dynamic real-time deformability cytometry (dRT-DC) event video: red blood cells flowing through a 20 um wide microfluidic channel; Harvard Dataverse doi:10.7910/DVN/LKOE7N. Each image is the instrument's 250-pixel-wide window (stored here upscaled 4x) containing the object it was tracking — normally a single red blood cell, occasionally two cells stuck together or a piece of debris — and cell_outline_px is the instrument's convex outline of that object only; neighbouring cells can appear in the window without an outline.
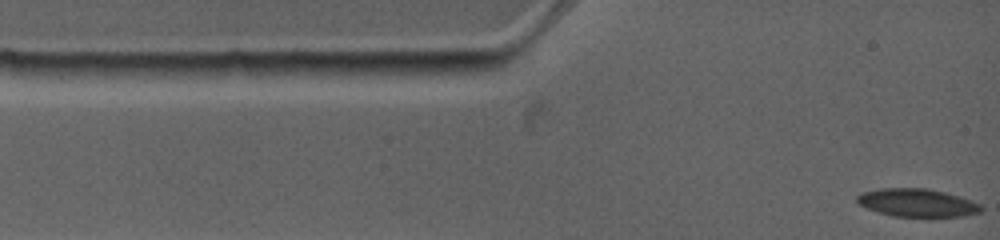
{"species": "common noctule bat (a hibernating species)", "species_latin": "Nyctalus noctula", "temperature_condition": "warm", "stored_images_in_passage": 57, "camera_frame_rate_fps": 4500, "um_per_image_px": 0.085, "animal": {"sex": "female", "body_mass_g": 19.0, "forearm_length_mm": 53.3}, "frame": {"image": 1, "passage_image": 1, "time_ms": 0.0, "image_size_px": [1000, 240], "cell_outline_px": [[984, 208], [980, 212], [964, 216], [892, 216], [868, 208], [860, 204], [856, 200], [856, 196], [864, 192], [880, 188], [928, 188], [960, 196], [972, 200], [980, 204]], "centroid_in_image_um": [78.0, 17.22], "position_along_channel_um": 7.0, "area_um2": 20.11}}
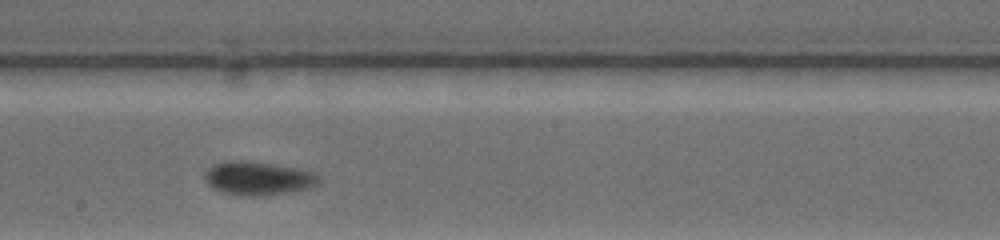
{"frame": {"image": 2, "passage_image": 30, "time_ms": 6.889, "image_size_px": [1000, 240], "cell_outline_px": [[320, 180], [316, 184], [308, 188], [288, 192], [256, 196], [248, 196], [220, 192], [212, 188], [204, 180], [204, 172], [212, 164], [228, 160], [248, 160], [296, 168], [316, 172], [320, 176]], "centroid_in_image_um": [21.89, 15.14], "position_along_channel_um": 226.3, "area_um2": 22.48}}
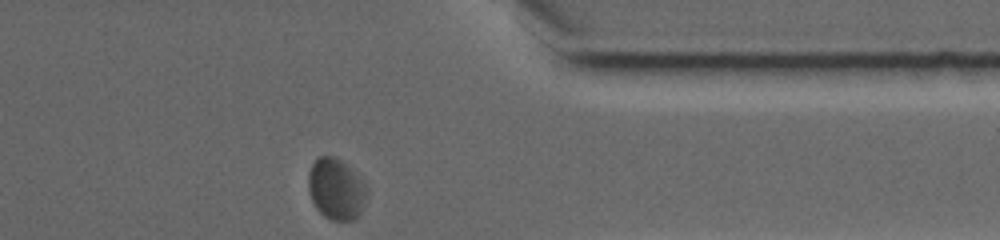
{"frame": {"image": 3, "passage_image": 56, "time_ms": 11.333, "image_size_px": [1000, 240], "cell_outline_px": [[368, 196], [364, 208], [352, 220], [332, 220], [324, 216], [316, 208], [312, 200], [308, 188], [308, 172], [312, 164], [320, 156], [332, 156], [340, 160], [368, 188]], "centroid_in_image_um": [28.56, 16.1], "position_along_channel_um": 382.8, "area_um2": 20.58}, "authors_computed_cell_mechanics": {"area_um2": 21.6172, "velocity_mm_per_s": 3.7751, "shape_relaxation_time_tau1_ms": 8.4623, "shape_relaxation_time_tau2_ms": 1.4797, "deformation_change_tau1": 0.175, "deformation_change_tau2": 0.0386}}